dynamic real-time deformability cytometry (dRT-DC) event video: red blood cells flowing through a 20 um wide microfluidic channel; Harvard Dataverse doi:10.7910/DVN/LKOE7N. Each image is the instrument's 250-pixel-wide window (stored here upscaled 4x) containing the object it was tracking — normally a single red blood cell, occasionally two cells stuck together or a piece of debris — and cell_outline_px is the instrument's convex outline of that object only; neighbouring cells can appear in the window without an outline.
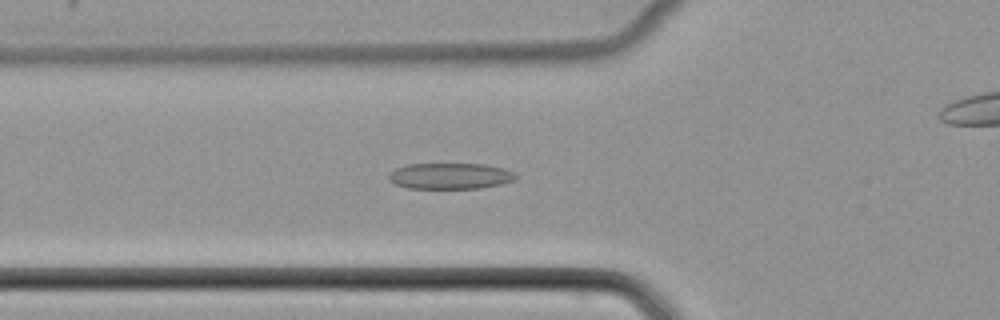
{"species": "common noctule bat (a hibernating species)", "species_latin": "Nyctalus noctula", "temperature_condition": "cold", "stored_images_in_passage": 37, "camera_frame_rate_fps": 3000, "um_per_image_px": 0.085, "animal": {"sex": "female", "body_mass_g": 22.7, "forearm_length_mm": 54.2}, "frame": {"image": 1, "passage_image": 4, "time_ms": 1.0, "image_size_px": [1000, 320], "cell_outline_px": [[516, 180], [500, 184], [480, 188], [408, 188], [396, 184], [388, 180], [388, 176], [396, 168], [408, 164], [484, 164], [500, 168], [512, 172], [516, 176]], "centroid_in_image_um": [38.24, 14.96], "position_along_channel_um": 87.6, "area_um2": 19.02}}
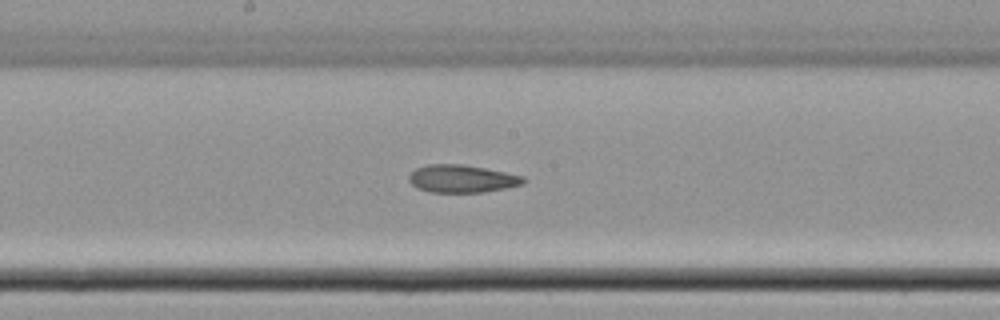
{"frame": {"image": 2, "passage_image": 13, "time_ms": 4.0, "image_size_px": [1000, 320], "cell_outline_px": [[528, 180], [524, 184], [508, 188], [484, 192], [432, 192], [416, 188], [408, 180], [408, 176], [416, 168], [428, 164], [464, 164], [524, 176]], "centroid_in_image_um": [39.29, 15.19], "position_along_channel_um": 208.9, "area_um2": 18.61}}
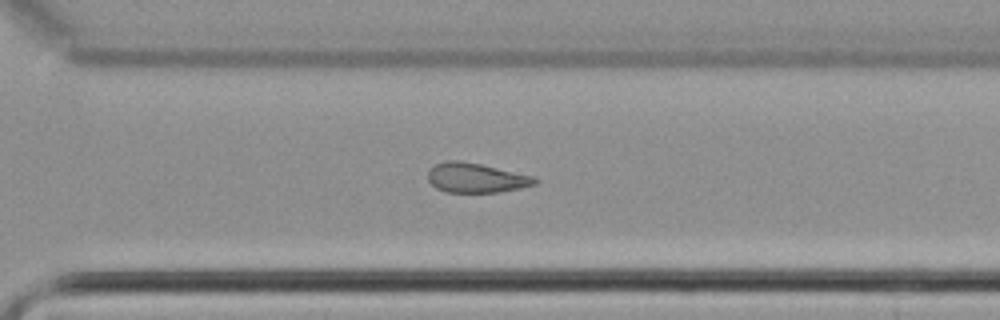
{"frame": {"image": 3, "passage_image": 22, "time_ms": 7.0, "image_size_px": [1000, 320], "cell_outline_px": [[540, 180], [536, 184], [520, 188], [496, 192], [444, 192], [436, 188], [428, 180], [428, 168], [444, 160], [460, 160], [480, 164], [532, 176]], "centroid_in_image_um": [40.42, 15.11], "position_along_channel_um": 330.2, "area_um2": 18.44}}